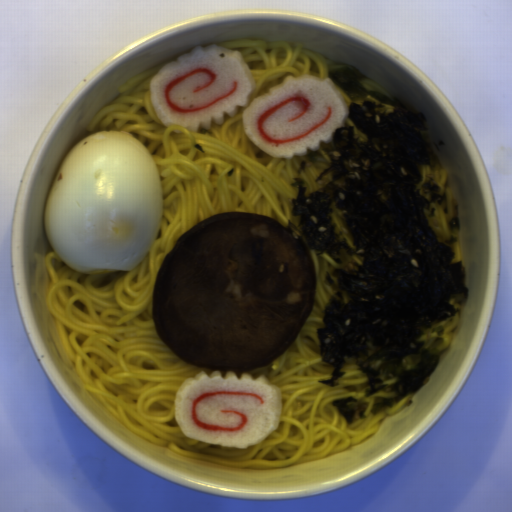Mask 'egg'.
Masks as SVG:
<instances>
[{
  "mask_svg": "<svg viewBox=\"0 0 512 512\" xmlns=\"http://www.w3.org/2000/svg\"><path fill=\"white\" fill-rule=\"evenodd\" d=\"M158 165L125 130L78 140L45 198L47 242L73 271L89 276L129 271L157 240L163 214Z\"/></svg>",
  "mask_w": 512,
  "mask_h": 512,
  "instance_id": "egg-1",
  "label": "egg"
}]
</instances>
